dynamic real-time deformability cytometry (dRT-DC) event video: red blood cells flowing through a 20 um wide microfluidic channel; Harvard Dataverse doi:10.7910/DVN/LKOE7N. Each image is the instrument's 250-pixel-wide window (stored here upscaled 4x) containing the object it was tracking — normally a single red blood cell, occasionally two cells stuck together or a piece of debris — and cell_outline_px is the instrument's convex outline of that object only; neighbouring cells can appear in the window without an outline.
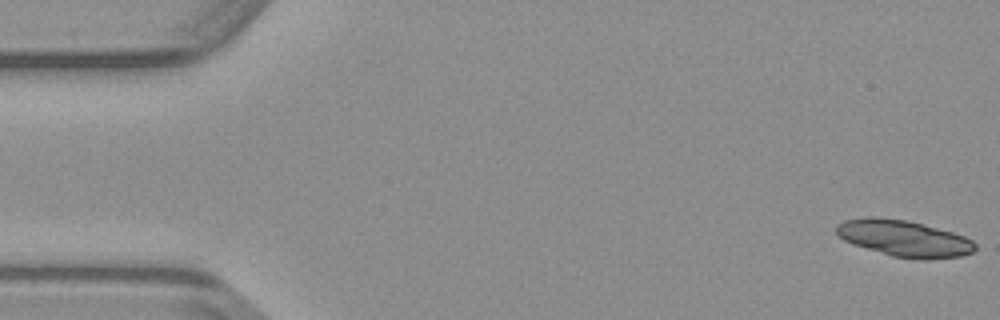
{"species": "common noctule bat (a hibernating species)", "species_latin": "Nyctalus noctula", "temperature_condition": "warm", "stored_images_in_passage": 18, "camera_frame_rate_fps": 3000, "um_per_image_px": 0.085, "animal": {"sex": "male", "body_mass_g": 23.1, "forearm_length_mm": 52.7}, "frame": {"image": 1, "passage_image": 1, "time_ms": 0.0, "image_size_px": [1000, 320], "cell_outline_px": [[976, 248], [972, 252], [960, 256], [924, 260], [920, 260], [892, 256], [852, 244], [844, 240], [836, 232], [836, 224], [844, 220], [864, 216], [876, 216], [908, 220], [952, 232], [964, 236], [972, 240], [976, 244]], "centroid_in_image_um": [76.81, 20.25], "position_along_channel_um": 8.2, "area_um2": 29.59}}